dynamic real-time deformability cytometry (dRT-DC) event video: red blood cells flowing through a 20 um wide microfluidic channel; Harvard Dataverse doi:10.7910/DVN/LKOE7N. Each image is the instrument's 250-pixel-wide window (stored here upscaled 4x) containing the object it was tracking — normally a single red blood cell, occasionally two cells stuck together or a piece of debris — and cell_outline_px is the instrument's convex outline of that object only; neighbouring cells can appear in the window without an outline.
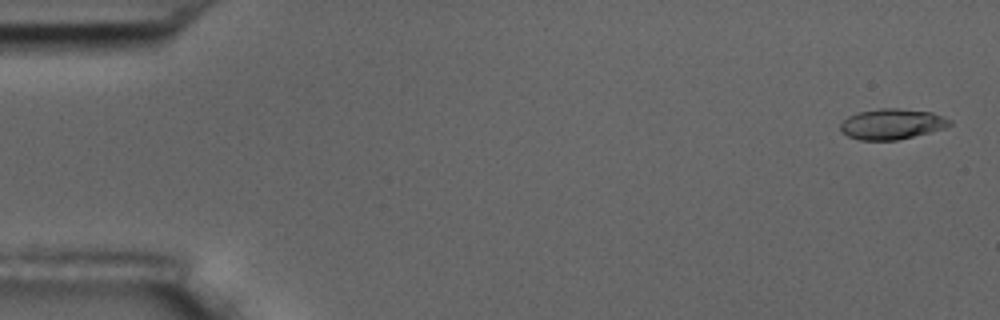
{"species": "common noctule bat (a hibernating species)", "species_latin": "Nyctalus noctula", "temperature_condition": "room temperature", "stored_images_in_passage": 5, "camera_frame_rate_fps": 3000, "um_per_image_px": 0.085, "animal": {"sex": "male", "body_mass_g": 17.5, "forearm_length_mm": 52.3}, "frame": {"image": 1, "passage_image": 1, "time_ms": 0.0, "image_size_px": [1000, 320], "cell_outline_px": [[952, 124], [944, 128], [896, 140], [860, 140], [848, 136], [840, 128], [840, 124], [848, 116], [860, 112], [880, 108], [900, 108], [932, 112], [944, 116], [952, 120]], "centroid_in_image_um": [75.83, 10.53], "position_along_channel_um": 9.2, "area_um2": 19.31}}
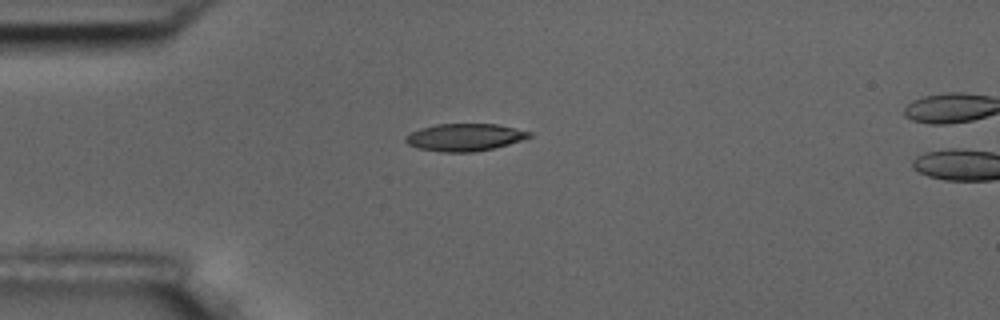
{"frame": {"image": 2, "passage_image": 4, "time_ms": 4.333, "image_size_px": [1000, 320], "cell_outline_px": [[532, 136], [508, 144], [492, 148], [472, 152], [440, 152], [416, 148], [408, 144], [404, 140], [404, 136], [420, 128], [436, 124], [496, 124], [532, 132]], "centroid_in_image_um": [39.45, 11.67], "position_along_channel_um": 45.6, "area_um2": 19.65}}